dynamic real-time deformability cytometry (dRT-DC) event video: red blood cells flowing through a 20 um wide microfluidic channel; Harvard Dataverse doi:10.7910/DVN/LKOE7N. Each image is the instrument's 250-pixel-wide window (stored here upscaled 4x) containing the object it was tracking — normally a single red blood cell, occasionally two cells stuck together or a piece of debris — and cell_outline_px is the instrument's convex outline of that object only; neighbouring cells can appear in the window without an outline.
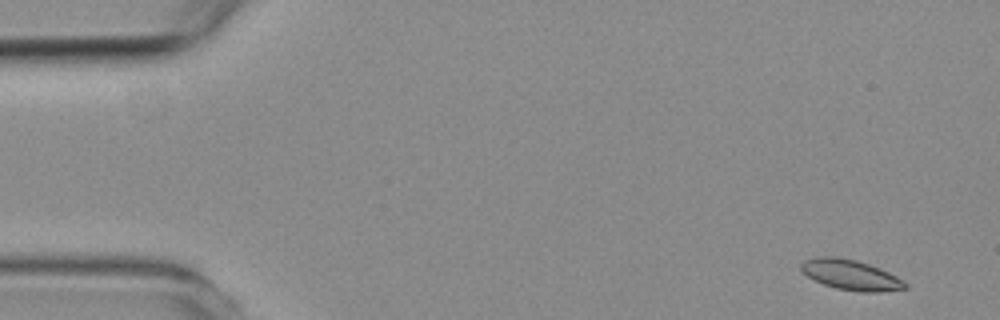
{"species": "common noctule bat (a hibernating species)", "species_latin": "Nyctalus noctula", "temperature_condition": "room temperature", "stored_images_in_passage": 5, "camera_frame_rate_fps": 3000, "um_per_image_px": 0.085, "animal": {"sex": "female", "body_mass_g": 19.3, "forearm_length_mm": 54.1}, "frame": {"image": 1, "passage_image": 1, "time_ms": 0.0, "image_size_px": [1000, 320], "cell_outline_px": [[908, 288], [880, 292], [860, 292], [836, 288], [824, 284], [808, 276], [800, 268], [800, 264], [804, 260], [816, 256], [836, 256], [856, 260], [880, 268], [904, 280], [908, 284]], "centroid_in_image_um": [72.33, 23.36], "position_along_channel_um": 12.7, "area_um2": 18.38}}
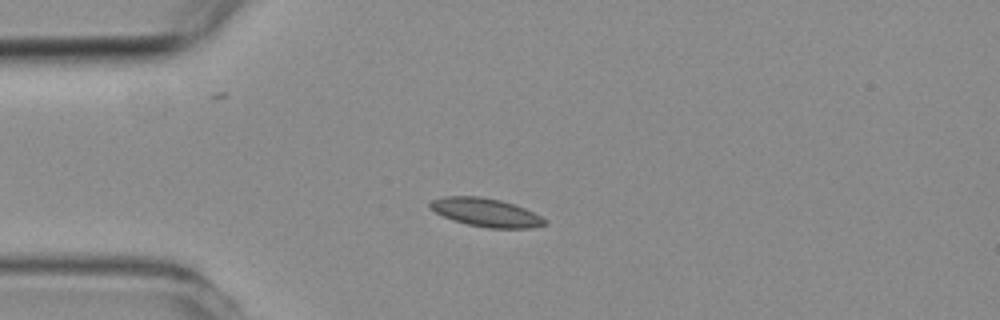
{"frame": {"image": 2, "passage_image": 3, "time_ms": 3.333, "image_size_px": [1000, 320], "cell_outline_px": [[548, 224], [532, 228], [488, 228], [468, 224], [452, 220], [436, 212], [428, 204], [432, 200], [444, 196], [480, 196], [500, 200], [516, 204], [548, 220]], "centroid_in_image_um": [41.34, 18.06], "position_along_channel_um": 43.7, "area_um2": 18.96}}